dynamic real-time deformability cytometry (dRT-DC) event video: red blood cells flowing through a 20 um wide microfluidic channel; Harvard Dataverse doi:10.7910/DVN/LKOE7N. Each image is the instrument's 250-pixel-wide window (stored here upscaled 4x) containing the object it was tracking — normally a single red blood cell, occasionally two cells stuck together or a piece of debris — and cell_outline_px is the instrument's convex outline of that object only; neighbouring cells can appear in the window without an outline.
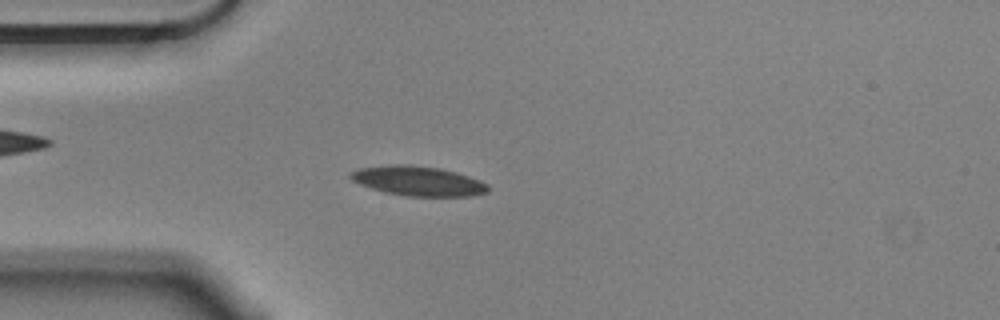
{"species": "Egyptian fruit bat (a non-hibernating species)", "species_latin": "Rousettus aegyptiacus", "temperature_condition": "cold", "stored_images_in_passage": 55, "camera_frame_rate_fps": 3000, "um_per_image_px": 0.085, "animal": {"sex": "male"}, "frame": {"image": 1, "passage_image": 14, "time_ms": 4.333, "image_size_px": [1000, 320], "cell_outline_px": [[488, 192], [472, 196], [404, 196], [384, 192], [360, 184], [352, 180], [348, 176], [352, 172], [360, 168], [392, 164], [408, 164], [440, 168], [456, 172], [480, 180], [488, 184]], "centroid_in_image_um": [35.55, 15.38], "position_along_channel_um": 49.4, "area_um2": 23.76}}
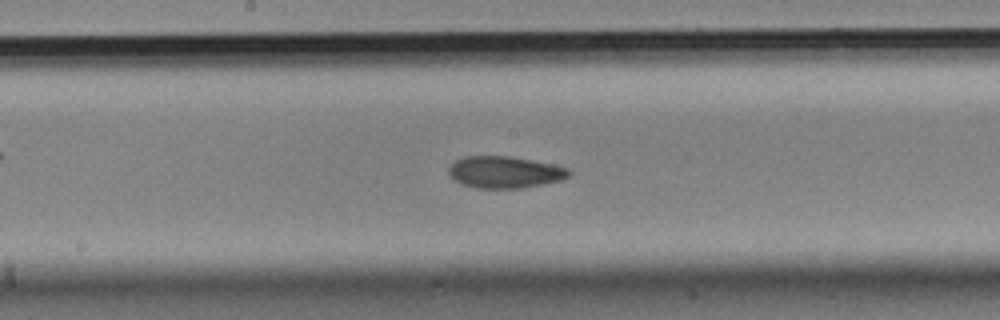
{"frame": {"image": 2, "passage_image": 28, "time_ms": 9.0, "image_size_px": [1000, 320], "cell_outline_px": [[572, 172], [568, 176], [560, 180], [524, 188], [476, 188], [460, 184], [452, 180], [448, 176], [448, 168], [456, 160], [464, 156], [512, 156], [552, 164], [568, 168]], "centroid_in_image_um": [42.85, 14.63], "position_along_channel_um": 205.3, "area_um2": 22.48}}
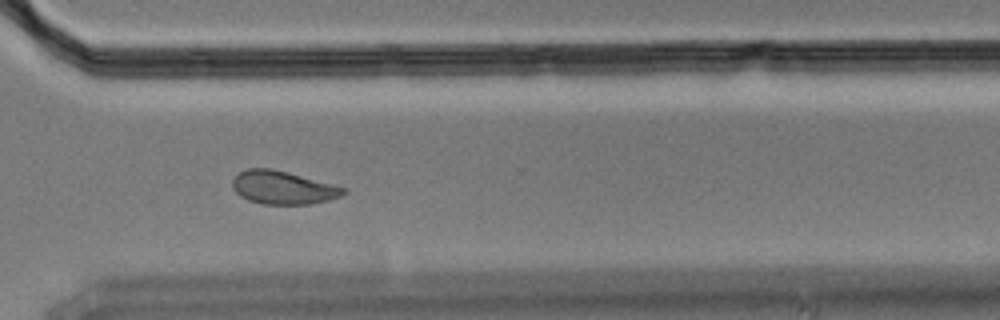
{"frame": {"image": 3, "passage_image": 40, "time_ms": 13.0, "image_size_px": [1000, 320], "cell_outline_px": [[348, 192], [340, 196], [328, 200], [308, 204], [264, 204], [248, 200], [240, 196], [232, 188], [232, 180], [240, 172], [248, 168], [272, 168], [288, 172], [348, 188]], "centroid_in_image_um": [24.06, 15.94], "position_along_channel_um": 346.5, "area_um2": 21.5}, "authors_computed_cell_mechanics": {"area_um2": 22.4264, "velocity_mm_per_s": 3.5428, "shape_relaxation_time_tau1_ms": 5.0072, "shape_relaxation_time_tau2_ms": 5.2772, "deformation_change_tau1": 0.1297, "deformation_change_tau2": 0.0774}}